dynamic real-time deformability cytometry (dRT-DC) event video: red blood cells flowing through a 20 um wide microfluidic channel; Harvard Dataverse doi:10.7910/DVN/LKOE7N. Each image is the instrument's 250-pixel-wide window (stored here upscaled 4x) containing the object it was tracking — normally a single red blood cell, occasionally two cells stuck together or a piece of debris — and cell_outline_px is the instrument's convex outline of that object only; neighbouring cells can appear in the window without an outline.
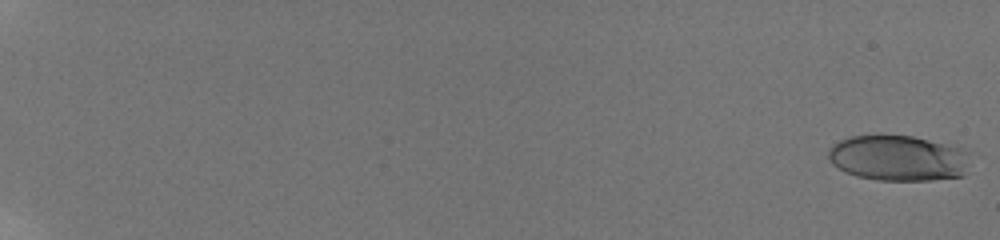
{"species": "human", "species_latin": "Homo sapiens", "temperature_condition": "room temperature", "stored_images_in_passage": 60, "camera_frame_rate_fps": 3000, "um_per_image_px": 0.085, "donor": {"sex": "male"}, "frame": {"image": 1, "passage_image": 1, "time_ms": 0.0, "image_size_px": [1000, 240], "cell_outline_px": [[972, 152], [964, 176], [932, 180], [876, 180], [856, 176], [844, 172], [832, 164], [828, 156], [828, 148], [832, 144], [848, 136], [880, 132], [912, 136], [960, 148]], "centroid_in_image_um": [76.31, 13.4], "position_along_channel_um": 8.7, "area_um2": 38.84}}
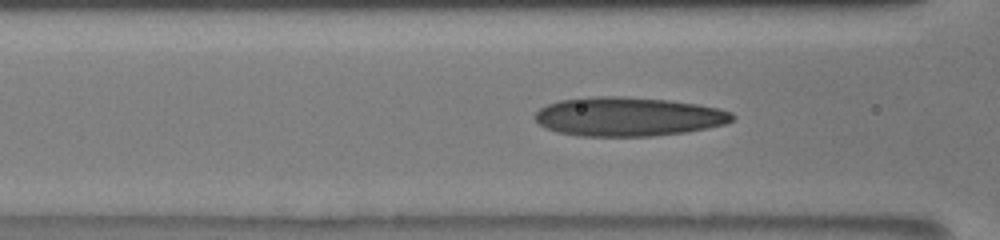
{"frame": {"image": 2, "passage_image": 28, "time_ms": 9.333, "image_size_px": [1000, 240], "cell_outline_px": [[736, 116], [732, 120], [724, 124], [688, 132], [652, 136], [576, 136], [556, 132], [544, 128], [532, 116], [540, 108], [548, 104], [560, 100], [596, 96], [620, 96], [668, 100], [696, 104], [716, 108], [732, 112]], "centroid_in_image_um": [53.36, 9.92], "position_along_channel_um": 113.2, "area_um2": 44.97}}
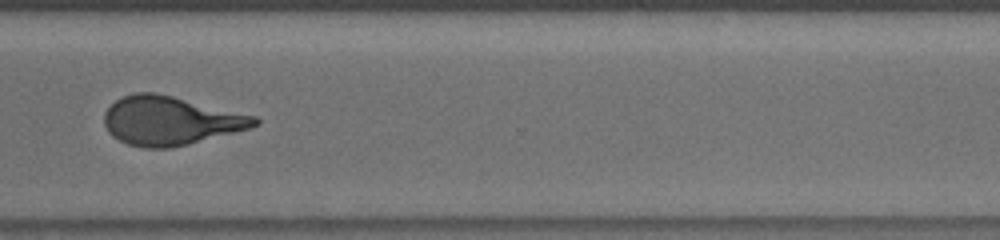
{"frame": {"image": 3, "passage_image": 41, "time_ms": 15.667, "image_size_px": [1000, 240], "cell_outline_px": [[260, 124], [248, 128], [188, 144], [168, 148], [144, 148], [128, 144], [112, 136], [108, 132], [104, 124], [104, 112], [120, 96], [136, 92], [156, 92], [256, 116], [260, 120]], "centroid_in_image_um": [14.44, 10.25], "position_along_channel_um": 356.2, "area_um2": 42.54}, "authors_computed_cell_mechanics": {"area_um2": 41.2692, "velocity_mm_per_s": 3.8468, "shape_relaxation_time_tau1_ms": 6.6079, "shape_relaxation_time_tau2_ms": 1.1268, "deformation_change_tau1": 0.2279, "deformation_change_tau2": 0.0944}}